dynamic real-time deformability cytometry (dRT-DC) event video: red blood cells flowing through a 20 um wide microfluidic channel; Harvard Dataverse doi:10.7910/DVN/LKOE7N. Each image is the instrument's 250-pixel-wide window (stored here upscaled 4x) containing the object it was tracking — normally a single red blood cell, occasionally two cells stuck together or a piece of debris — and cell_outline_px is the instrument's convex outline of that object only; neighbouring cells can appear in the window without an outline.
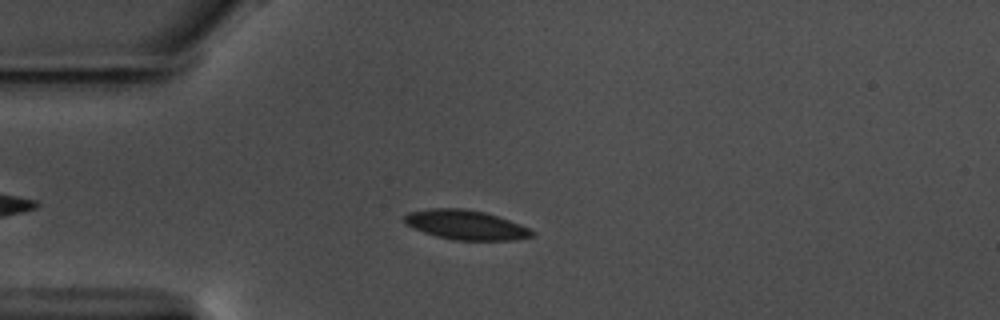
{"species": "common noctule bat (a hibernating species)", "species_latin": "Nyctalus noctula", "temperature_condition": "warm", "stored_images_in_passage": 49, "camera_frame_rate_fps": 3000, "um_per_image_px": 0.085, "animal": {"sex": "male", "body_mass_g": 17.5, "forearm_length_mm": 52.3}, "frame": {"image": 1, "passage_image": 11, "time_ms": 3.333, "image_size_px": [1000, 320], "cell_outline_px": [[536, 236], [516, 240], [456, 240], [436, 236], [424, 232], [404, 224], [404, 216], [408, 212], [432, 208], [464, 208], [484, 212], [520, 224], [536, 232]], "centroid_in_image_um": [39.6, 19.12], "position_along_channel_um": 45.4, "area_um2": 21.96}}
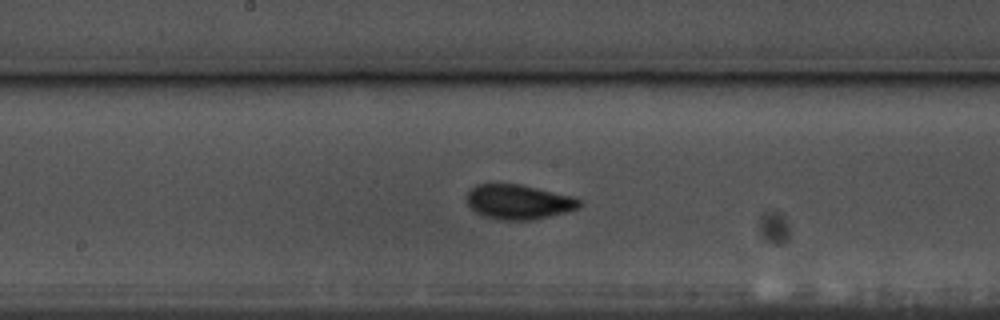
{"frame": {"image": 2, "passage_image": 26, "time_ms": 8.333, "image_size_px": [1000, 320], "cell_outline_px": [[584, 204], [580, 208], [552, 216], [532, 220], [504, 220], [484, 216], [476, 212], [468, 204], [468, 192], [476, 184], [520, 184], [576, 196]], "centroid_in_image_um": [44.17, 17.16], "position_along_channel_um": 204.0, "area_um2": 22.95}}
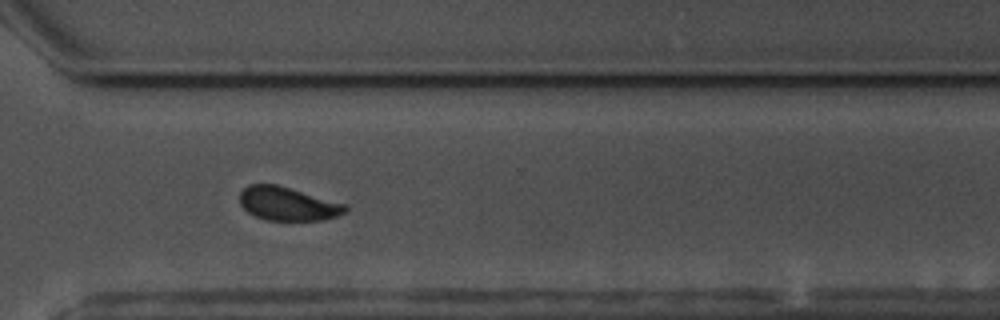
{"frame": {"image": 3, "passage_image": 38, "time_ms": 12.333, "image_size_px": [1000, 320], "cell_outline_px": [[348, 208], [344, 212], [336, 216], [324, 220], [264, 220], [248, 212], [240, 204], [240, 192], [248, 184], [276, 184], [348, 204]], "centroid_in_image_um": [24.46, 17.32], "position_along_channel_um": 346.1, "area_um2": 20.69}, "authors_computed_cell_mechanics": {"area_um2": 21.5016, "velocity_mm_per_s": 3.546, "shape_relaxation_time_tau1_ms": 2.2945, "shape_relaxation_time_tau2_ms": 0.9636, "deformation_change_tau1": 0.0961, "deformation_change_tau2": 0.0486}}